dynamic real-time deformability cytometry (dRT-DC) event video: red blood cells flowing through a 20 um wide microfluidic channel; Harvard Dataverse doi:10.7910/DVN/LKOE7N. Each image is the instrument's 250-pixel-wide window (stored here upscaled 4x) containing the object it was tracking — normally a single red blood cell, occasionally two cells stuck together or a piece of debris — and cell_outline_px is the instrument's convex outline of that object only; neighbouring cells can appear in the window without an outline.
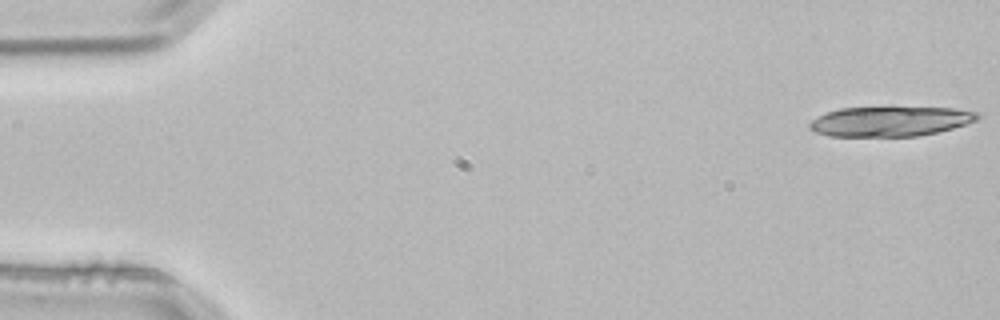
{"species": "common noctule bat (a hibernating species)", "species_latin": "Nyctalus noctula", "temperature_condition": "room temperature", "stored_images_in_passage": 4, "camera_frame_rate_fps": 3000, "um_per_image_px": 0.085, "animal": {"sex": "male", "body_mass_g": 21.5, "forearm_length_mm": 52.0}, "frame": {"image": 1, "passage_image": 1, "time_ms": 0.0, "image_size_px": [1000, 320], "cell_outline_px": [[980, 116], [976, 120], [952, 128], [936, 132], [916, 136], [828, 136], [816, 132], [808, 128], [808, 124], [812, 120], [828, 112], [840, 108], [888, 104], [892, 104], [956, 108], [976, 112]], "centroid_in_image_um": [75.67, 10.25], "position_along_channel_um": 9.3, "area_um2": 30.46}}